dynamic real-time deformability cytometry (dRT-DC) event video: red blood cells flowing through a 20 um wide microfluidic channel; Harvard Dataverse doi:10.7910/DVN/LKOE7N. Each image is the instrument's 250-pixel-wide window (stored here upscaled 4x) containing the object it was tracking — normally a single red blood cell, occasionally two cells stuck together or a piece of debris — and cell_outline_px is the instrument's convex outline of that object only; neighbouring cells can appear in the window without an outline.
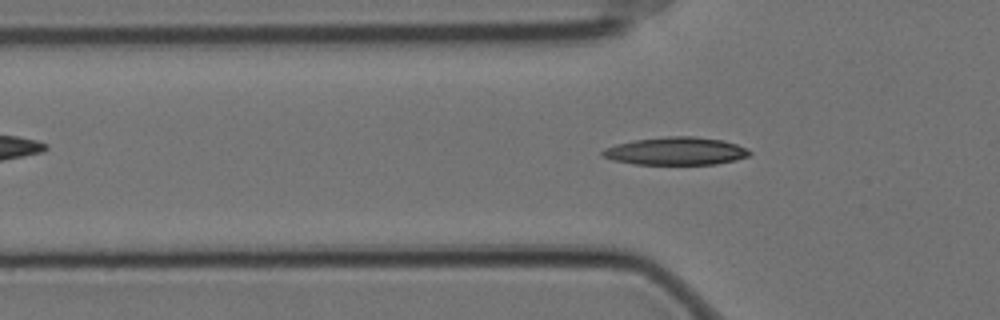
{"species": "Egyptian fruit bat (a non-hibernating species)", "species_latin": "Rousettus aegyptiacus", "temperature_condition": "cold", "stored_images_in_passage": 58, "segment_of_instrument_passage": [1, 2], "camera_frame_rate_fps": 3000, "um_per_image_px": 0.085, "animal": {"sex": "female"}, "frame": {"image": 1, "passage_image": 18, "time_ms": 5.667, "image_size_px": [1000, 320], "cell_outline_px": [[752, 152], [748, 156], [736, 160], [716, 164], [636, 164], [612, 160], [600, 156], [600, 152], [604, 148], [616, 144], [632, 140], [668, 136], [692, 136], [720, 140], [736, 144], [748, 148]], "centroid_in_image_um": [57.41, 12.84], "position_along_channel_um": 68.4, "area_um2": 23.93}}
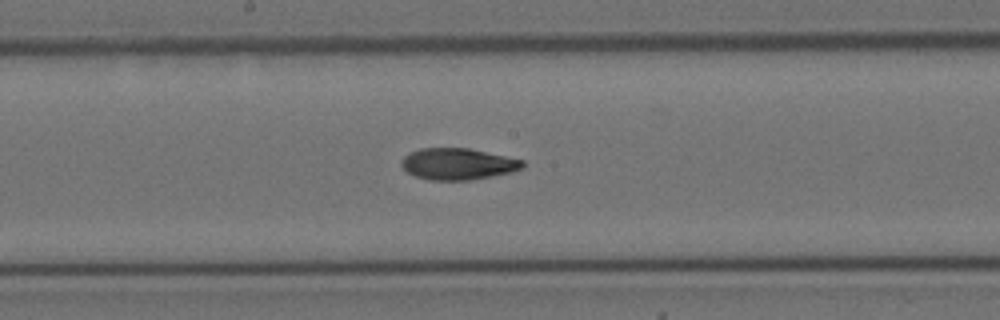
{"frame": {"image": 2, "passage_image": 30, "time_ms": 9.667, "image_size_px": [1000, 320], "cell_outline_px": [[524, 168], [512, 172], [472, 180], [428, 180], [416, 176], [408, 172], [400, 164], [400, 160], [408, 152], [420, 148], [468, 148], [524, 160]], "centroid_in_image_um": [38.91, 13.93], "position_along_channel_um": 209.3, "area_um2": 22.37}}
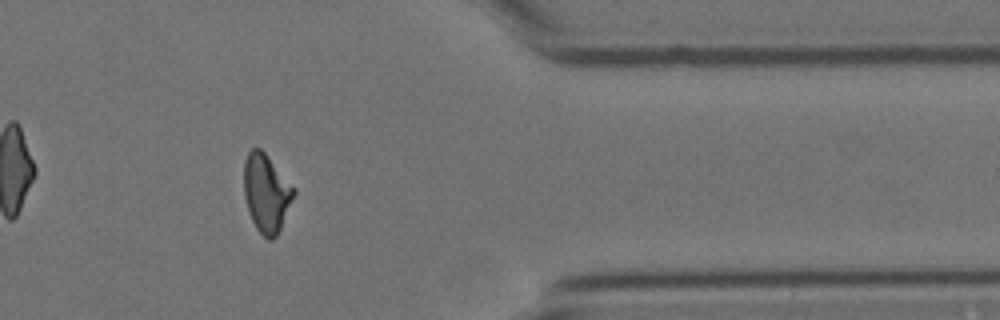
{"frame": {"image": 3, "passage_image": 47, "time_ms": 15.333, "image_size_px": [1000, 320], "cell_outline_px": [[296, 192], [280, 228], [276, 236], [272, 240], [268, 240], [256, 228], [248, 212], [244, 196], [244, 160], [248, 152], [252, 148], [260, 148], [264, 152], [296, 188]], "centroid_in_image_um": [22.63, 16.4], "position_along_channel_um": 388.8, "area_um2": 22.66}}